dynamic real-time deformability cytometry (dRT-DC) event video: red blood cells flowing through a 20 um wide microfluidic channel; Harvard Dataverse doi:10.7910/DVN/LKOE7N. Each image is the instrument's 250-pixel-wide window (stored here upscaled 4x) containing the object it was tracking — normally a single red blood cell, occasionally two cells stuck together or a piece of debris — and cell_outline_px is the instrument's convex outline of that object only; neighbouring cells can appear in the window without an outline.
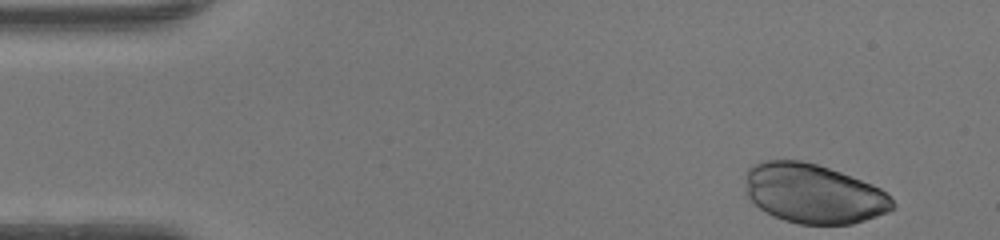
{"species": "human", "species_latin": "Homo sapiens", "temperature_condition": "warm", "stored_images_in_passage": 36, "camera_frame_rate_fps": 3000, "um_per_image_px": 0.085, "donor": {"sex": "female"}, "frame": {"image": 1, "passage_image": 1, "time_ms": 0.0, "image_size_px": [1000, 240], "cell_outline_px": [[896, 208], [888, 212], [852, 224], [800, 224], [784, 220], [760, 208], [748, 196], [748, 168], [752, 164], [764, 160], [800, 160], [816, 164], [840, 172], [872, 184], [880, 188], [896, 204]], "centroid_in_image_um": [69.19, 16.45], "position_along_channel_um": 15.8, "area_um2": 50.4}}
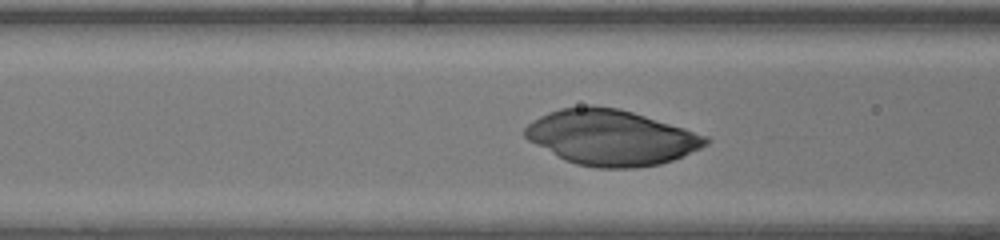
{"frame": {"image": 2, "passage_image": 16, "time_ms": 5.0, "image_size_px": [1000, 240], "cell_outline_px": [[712, 140], [708, 144], [700, 148], [672, 160], [660, 164], [636, 168], [596, 168], [576, 164], [564, 160], [528, 140], [524, 136], [524, 128], [532, 120], [548, 112], [560, 108], [588, 104], [592, 104], [620, 108], [684, 128], [708, 136]], "centroid_in_image_um": [51.93, 11.67], "position_along_channel_um": 114.7, "area_um2": 58.67}}
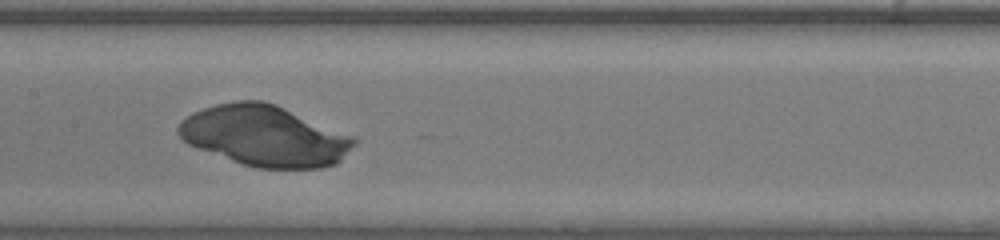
{"frame": {"image": 3, "passage_image": 21, "time_ms": 6.667, "image_size_px": [1000, 240], "cell_outline_px": [[360, 140], [336, 164], [320, 168], [256, 168], [196, 148], [188, 144], [176, 132], [176, 128], [180, 120], [192, 112], [216, 104], [236, 100], [264, 100], [276, 104], [356, 136]], "centroid_in_image_um": [22.52, 11.53], "position_along_channel_um": 184.9, "area_um2": 62.6}}